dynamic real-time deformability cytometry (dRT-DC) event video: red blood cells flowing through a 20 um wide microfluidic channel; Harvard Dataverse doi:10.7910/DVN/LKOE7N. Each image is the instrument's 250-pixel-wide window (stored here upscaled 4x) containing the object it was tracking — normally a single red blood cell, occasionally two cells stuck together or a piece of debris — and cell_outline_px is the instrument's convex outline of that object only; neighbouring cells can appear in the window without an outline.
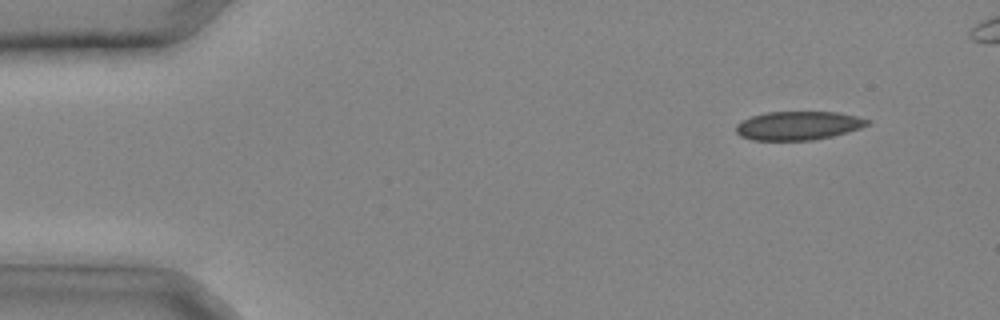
{"species": "common noctule bat (a hibernating species)", "species_latin": "Nyctalus noctula", "temperature_condition": "cold", "stored_images_in_passage": 9, "camera_frame_rate_fps": 3000, "um_per_image_px": 0.085, "animal": {"sex": "male", "body_mass_g": 20.4}, "frame": {"image": 1, "passage_image": 3, "time_ms": 0.667, "image_size_px": [1000, 320], "cell_outline_px": [[872, 124], [848, 132], [832, 136], [812, 140], [752, 140], [740, 136], [736, 132], [736, 124], [752, 116], [764, 112], [840, 112], [872, 120]], "centroid_in_image_um": [67.89, 10.67], "position_along_channel_um": 17.1, "area_um2": 22.08}}